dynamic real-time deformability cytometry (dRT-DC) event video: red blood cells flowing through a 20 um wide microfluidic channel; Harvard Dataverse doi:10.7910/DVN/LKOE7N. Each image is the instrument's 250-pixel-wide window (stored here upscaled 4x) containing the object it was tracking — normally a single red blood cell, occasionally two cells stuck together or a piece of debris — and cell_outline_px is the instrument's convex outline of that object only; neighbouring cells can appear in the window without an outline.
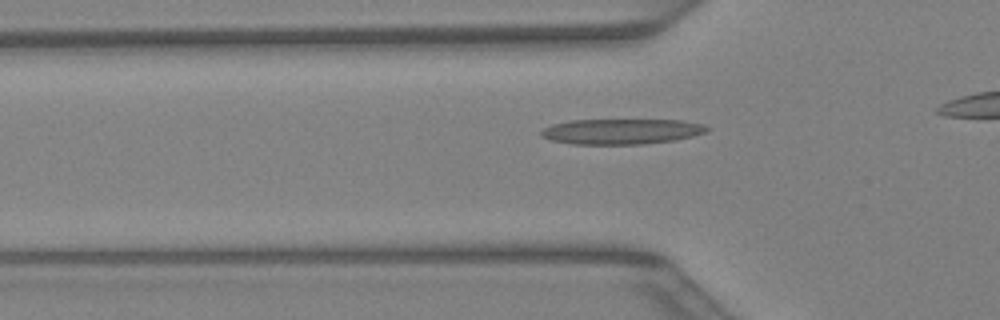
{"species": "Egyptian fruit bat (a non-hibernating species)", "species_latin": "Rousettus aegyptiacus", "temperature_condition": "warm", "stored_images_in_passage": 30, "camera_frame_rate_fps": 3000, "um_per_image_px": 0.085, "animal": {"sex": "female"}, "frame": {"image": 1, "passage_image": 10, "time_ms": 3.0, "image_size_px": [1000, 320], "cell_outline_px": [[712, 128], [704, 132], [692, 136], [676, 140], [640, 144], [572, 144], [552, 140], [540, 136], [540, 132], [544, 128], [552, 124], [568, 120], [684, 120], [704, 124]], "centroid_in_image_um": [52.83, 11.17], "position_along_channel_um": 73.0, "area_um2": 24.62}}
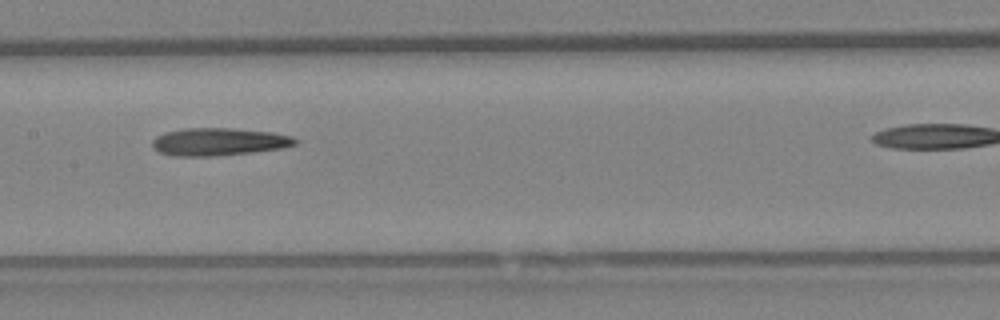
{"frame": {"image": 2, "passage_image": 17, "time_ms": 5.333, "image_size_px": [1000, 320], "cell_outline_px": [[300, 140], [296, 144], [284, 148], [212, 156], [176, 156], [160, 152], [152, 148], [152, 140], [156, 136], [164, 132], [184, 128], [232, 128], [272, 132], [292, 136]], "centroid_in_image_um": [18.6, 12.04], "position_along_channel_um": 188.8, "area_um2": 23.06}}
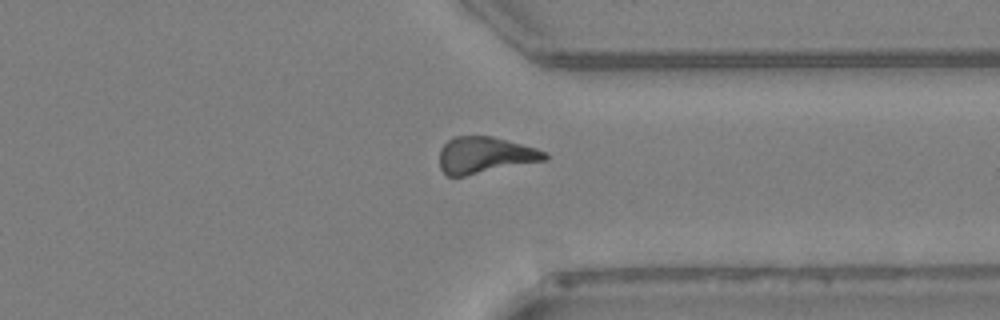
{"frame": {"image": 3, "passage_image": 28, "time_ms": 9.0, "image_size_px": [1000, 320], "cell_outline_px": [[548, 160], [464, 176], [448, 176], [440, 168], [440, 148], [448, 140], [456, 136], [492, 136], [536, 148], [548, 152]], "centroid_in_image_um": [41.24, 13.19], "position_along_channel_um": 370.2, "area_um2": 22.43}}